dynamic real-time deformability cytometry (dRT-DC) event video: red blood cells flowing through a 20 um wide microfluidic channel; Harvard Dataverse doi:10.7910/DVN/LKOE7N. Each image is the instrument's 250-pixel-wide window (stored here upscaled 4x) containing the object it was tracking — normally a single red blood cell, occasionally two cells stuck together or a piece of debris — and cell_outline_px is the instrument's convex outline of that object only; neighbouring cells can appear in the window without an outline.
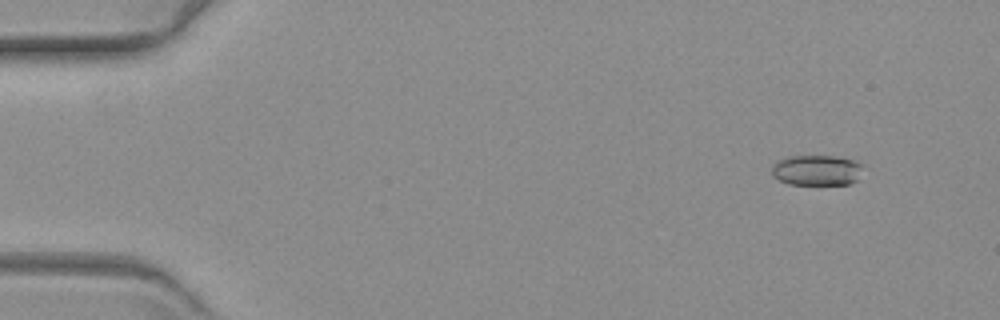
{"species": "common noctule bat (a hibernating species)", "species_latin": "Nyctalus noctula", "temperature_condition": "warm", "stored_images_in_passage": 30, "camera_frame_rate_fps": 3000, "um_per_image_px": 0.085, "animal": {"sex": "female", "body_mass_g": 19.3, "forearm_length_mm": 54.1}, "frame": {"image": 1, "passage_image": 6, "time_ms": 1.667, "image_size_px": [1000, 320], "cell_outline_px": [[864, 164], [856, 180], [848, 184], [788, 184], [772, 176], [772, 168], [780, 160], [788, 156], [832, 156], [852, 160]], "centroid_in_image_um": [69.42, 14.47], "position_along_channel_um": 15.6, "area_um2": 15.95}}
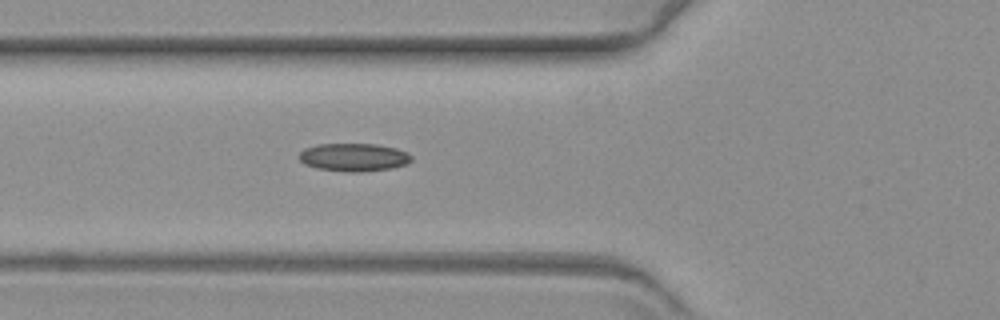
{"frame": {"image": 2, "passage_image": 23, "time_ms": 7.333, "image_size_px": [1000, 320], "cell_outline_px": [[412, 160], [404, 164], [392, 168], [360, 172], [344, 172], [316, 168], [304, 164], [300, 160], [300, 152], [304, 148], [316, 144], [376, 144], [396, 148], [408, 152], [412, 156]], "centroid_in_image_um": [30.06, 13.37], "position_along_channel_um": 95.7, "area_um2": 18.44}}
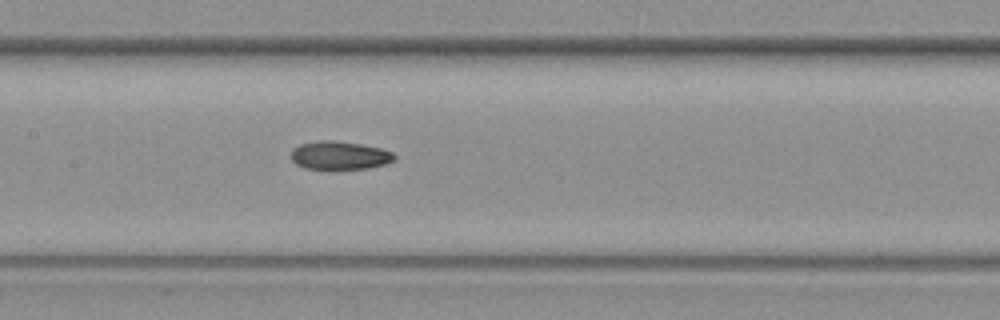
{"frame": {"image": 3, "passage_image": 30, "time_ms": 9.667, "image_size_px": [1000, 320], "cell_outline_px": [[396, 160], [388, 164], [368, 168], [336, 172], [328, 172], [304, 168], [296, 164], [292, 160], [292, 152], [300, 144], [320, 140], [332, 140], [360, 144], [380, 148], [392, 152], [396, 156]], "centroid_in_image_um": [28.89, 13.27], "position_along_channel_um": 178.5, "area_um2": 17.86}}